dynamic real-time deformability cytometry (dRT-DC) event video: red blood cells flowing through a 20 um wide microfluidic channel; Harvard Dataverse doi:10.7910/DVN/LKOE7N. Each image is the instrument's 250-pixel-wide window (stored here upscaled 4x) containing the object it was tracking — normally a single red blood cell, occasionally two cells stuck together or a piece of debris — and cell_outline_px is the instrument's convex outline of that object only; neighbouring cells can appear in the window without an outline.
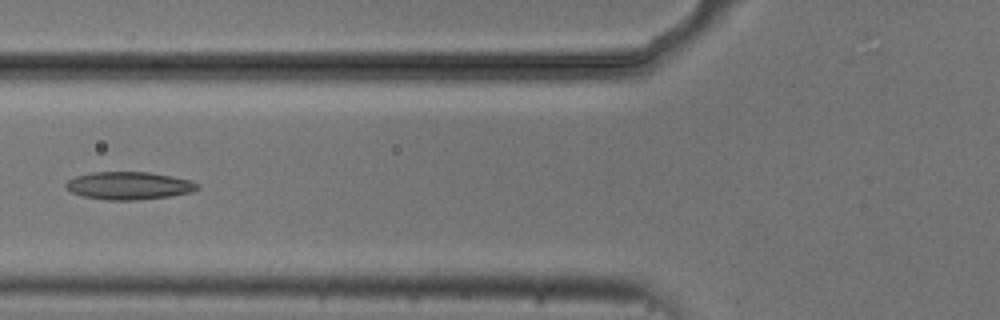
{"species": "common noctule bat (a hibernating species)", "species_latin": "Nyctalus noctula", "temperature_condition": "cold", "stored_images_in_passage": 7, "camera_frame_rate_fps": 3000, "um_per_image_px": 0.085, "animal": {"sex": "male", "body_mass_g": 20.5, "forearm_length_mm": 52.5}, "frame": {"image": 1, "passage_image": 6, "time_ms": 6.0, "image_size_px": [1000, 320], "cell_outline_px": [[200, 188], [192, 192], [172, 196], [136, 200], [108, 200], [84, 196], [72, 192], [64, 188], [64, 184], [68, 180], [76, 176], [92, 172], [148, 172], [172, 176], [192, 180], [200, 184]], "centroid_in_image_um": [10.99, 15.78], "position_along_channel_um": 114.8, "area_um2": 21.44}}
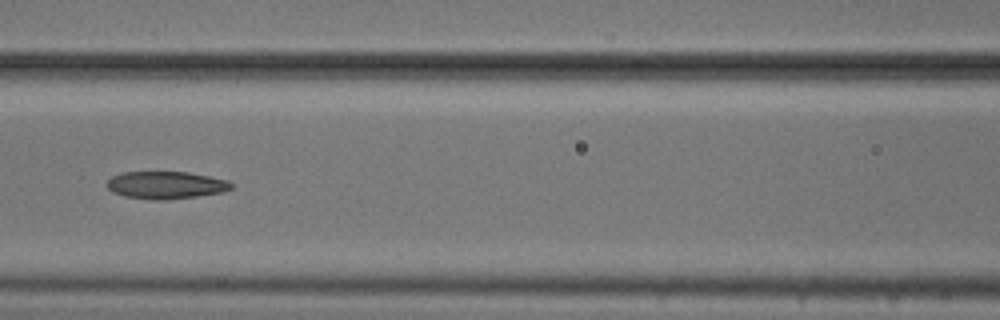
{"frame": {"image": 2, "passage_image": 7, "time_ms": 7.0, "image_size_px": [1000, 320], "cell_outline_px": [[232, 188], [224, 192], [168, 200], [152, 200], [124, 196], [112, 192], [108, 188], [108, 180], [112, 176], [124, 172], [188, 172], [228, 180], [232, 184]], "centroid_in_image_um": [14.11, 15.74], "position_along_channel_um": 152.5, "area_um2": 19.88}}